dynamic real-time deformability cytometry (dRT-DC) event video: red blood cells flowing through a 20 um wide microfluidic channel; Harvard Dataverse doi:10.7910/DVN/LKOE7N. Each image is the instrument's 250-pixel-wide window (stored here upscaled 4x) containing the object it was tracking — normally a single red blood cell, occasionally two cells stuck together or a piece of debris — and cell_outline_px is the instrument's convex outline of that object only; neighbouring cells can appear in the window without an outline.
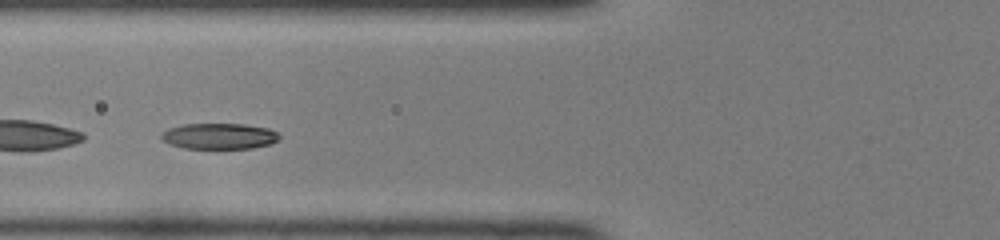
{"species": "common noctule bat (a hibernating species)", "species_latin": "Nyctalus noctula", "temperature_condition": "room temperature", "stored_images_in_passage": 40, "camera_frame_rate_fps": 3000, "um_per_image_px": 0.085, "animal": {"sex": "female", "body_mass_g": 22.0, "forearm_length_mm": 56.7}, "frame": {"image": 1, "passage_image": 10, "time_ms": 3.0, "image_size_px": [1000, 240], "cell_outline_px": [[280, 136], [272, 144], [252, 148], [184, 148], [168, 144], [160, 140], [160, 136], [168, 128], [184, 124], [244, 124], [268, 128], [276, 132]], "centroid_in_image_um": [18.6, 11.57], "position_along_channel_um": 107.2, "area_um2": 17.8}}
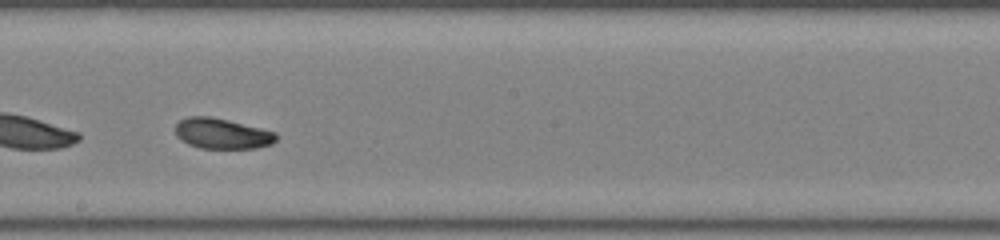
{"frame": {"image": 2, "passage_image": 19, "time_ms": 6.0, "image_size_px": [1000, 240], "cell_outline_px": [[276, 140], [272, 144], [256, 148], [200, 148], [188, 144], [180, 140], [176, 136], [176, 124], [180, 120], [188, 116], [208, 116], [228, 120], [276, 132]], "centroid_in_image_um": [18.85, 11.36], "position_along_channel_um": 229.3, "area_um2": 17.86}}
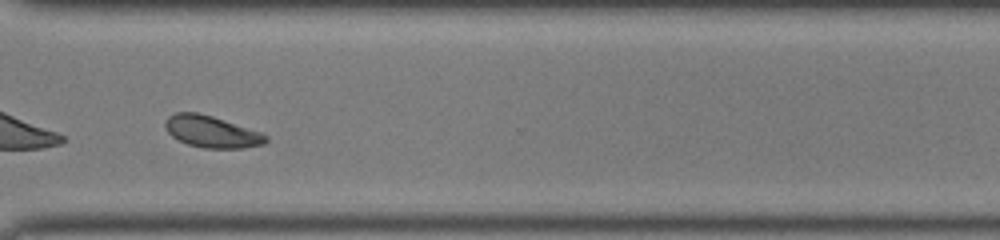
{"frame": {"image": 3, "passage_image": 28, "time_ms": 9.0, "image_size_px": [1000, 240], "cell_outline_px": [[268, 140], [264, 144], [244, 148], [204, 148], [188, 144], [172, 136], [168, 132], [164, 124], [168, 116], [176, 112], [196, 112], [212, 116], [260, 132], [268, 136]], "centroid_in_image_um": [17.99, 11.19], "position_along_channel_um": 352.6, "area_um2": 18.44}, "authors_computed_cell_mechanics": {"area_um2": 18.2648, "velocity_mm_per_s": 4.0853, "shape_relaxation_time_tau1_ms": 3.3288, "shape_relaxation_time_tau2_ms": 2.5617, "deformation_change_tau1": 0.1209, "deformation_change_tau2": 0.0725}}